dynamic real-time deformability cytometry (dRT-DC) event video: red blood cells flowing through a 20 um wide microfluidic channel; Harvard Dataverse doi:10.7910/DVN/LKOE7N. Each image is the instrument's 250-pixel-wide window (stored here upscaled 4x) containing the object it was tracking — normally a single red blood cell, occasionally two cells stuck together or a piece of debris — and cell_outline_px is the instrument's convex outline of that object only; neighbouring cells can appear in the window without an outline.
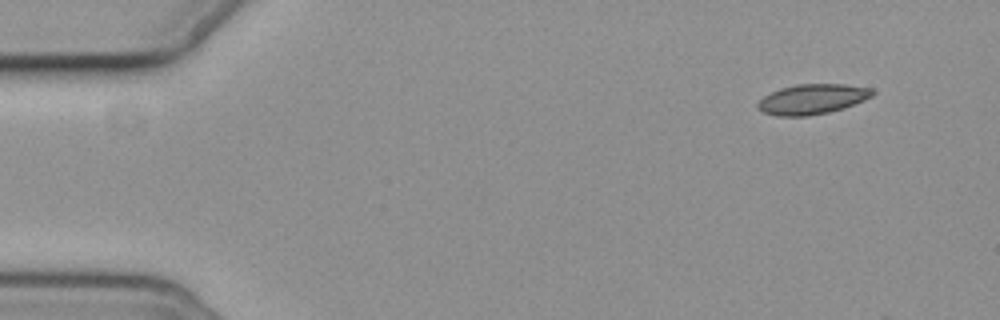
{"species": "common noctule bat (a hibernating species)", "species_latin": "Nyctalus noctula", "temperature_condition": "cold", "stored_images_in_passage": 7, "camera_frame_rate_fps": 3000, "um_per_image_px": 0.085, "animal": {"sex": "female", "body_mass_g": 19.3, "forearm_length_mm": 54.1}, "frame": {"image": 1, "passage_image": 1, "time_ms": 0.0, "image_size_px": [1000, 320], "cell_outline_px": [[876, 92], [872, 96], [864, 100], [844, 108], [828, 112], [808, 116], [776, 116], [764, 112], [756, 104], [764, 96], [780, 88], [796, 84], [844, 84], [872, 88]], "centroid_in_image_um": [69.07, 8.42], "position_along_channel_um": 15.9, "area_um2": 20.06}}
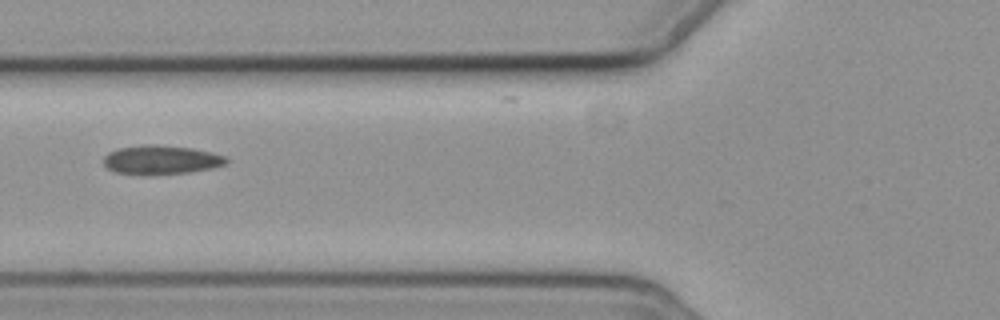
{"frame": {"image": 2, "passage_image": 5, "time_ms": 5.667, "image_size_px": [1000, 320], "cell_outline_px": [[228, 160], [224, 164], [212, 168], [192, 172], [116, 172], [108, 168], [104, 164], [104, 156], [108, 152], [116, 148], [144, 144], [152, 144], [192, 148], [212, 152], [228, 156]], "centroid_in_image_um": [13.73, 13.53], "position_along_channel_um": 112.1, "area_um2": 20.06}}
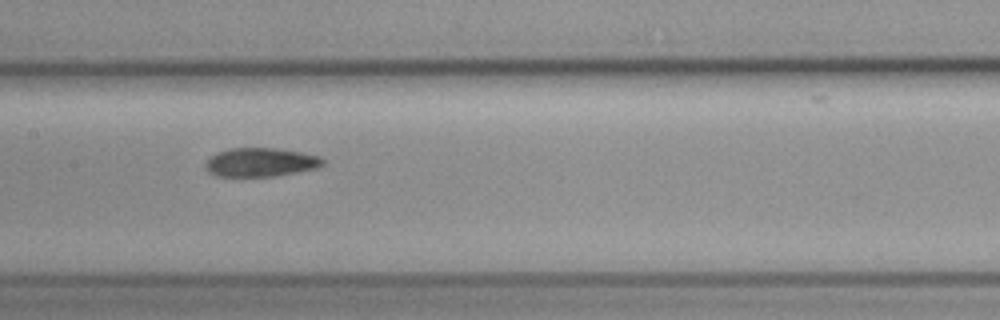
{"frame": {"image": 3, "passage_image": 7, "time_ms": 7.667, "image_size_px": [1000, 320], "cell_outline_px": [[324, 164], [316, 168], [276, 176], [216, 176], [208, 172], [204, 164], [216, 152], [228, 148], [276, 148], [300, 152], [320, 156], [324, 160]], "centroid_in_image_um": [22.14, 13.79], "position_along_channel_um": 185.3, "area_um2": 19.65}}